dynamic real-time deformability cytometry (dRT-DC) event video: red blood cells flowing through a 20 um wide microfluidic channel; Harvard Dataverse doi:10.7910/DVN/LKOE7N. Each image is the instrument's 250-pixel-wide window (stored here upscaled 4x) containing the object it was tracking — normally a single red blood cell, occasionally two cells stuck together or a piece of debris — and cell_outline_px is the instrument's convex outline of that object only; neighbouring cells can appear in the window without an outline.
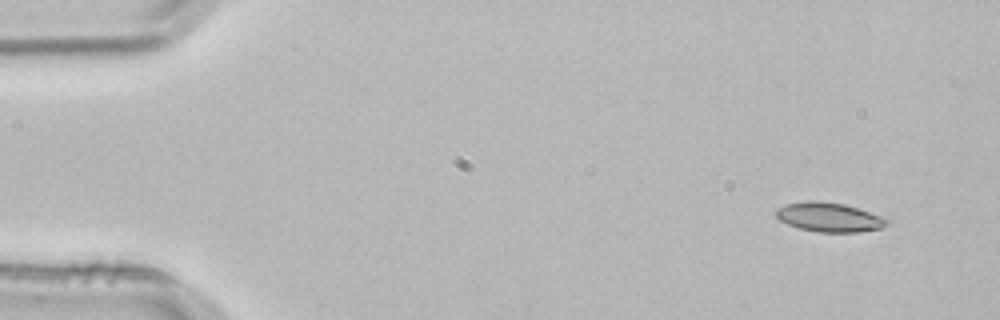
{"species": "common noctule bat (a hibernating species)", "species_latin": "Nyctalus noctula", "temperature_condition": "room temperature", "stored_images_in_passage": 3, "camera_frame_rate_fps": 3000, "um_per_image_px": 0.085, "animal": {"sex": "male", "body_mass_g": 21.5, "forearm_length_mm": 52.0}, "frame": {"image": 1, "passage_image": 1, "time_ms": 0.0, "image_size_px": [1000, 320], "cell_outline_px": [[892, 220], [884, 228], [860, 232], [820, 232], [800, 228], [788, 224], [780, 220], [776, 216], [776, 208], [788, 204], [808, 200], [816, 200], [844, 204]], "centroid_in_image_um": [70.51, 18.47], "position_along_channel_um": 14.5, "area_um2": 18.84}}
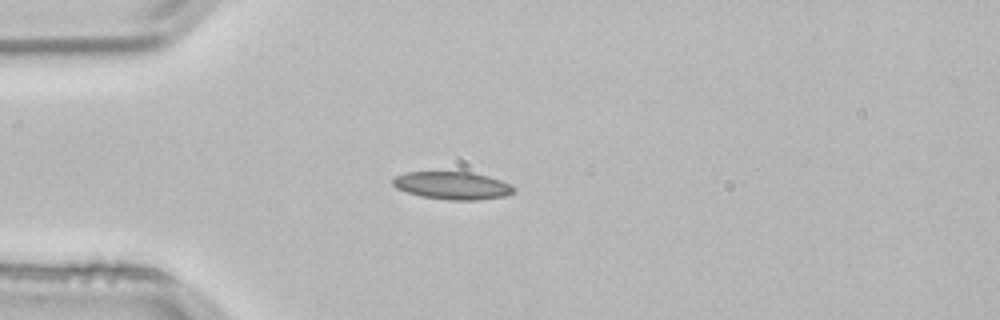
{"frame": {"image": 2, "passage_image": 3, "time_ms": 0.667, "image_size_px": [1000, 320], "cell_outline_px": [[516, 192], [504, 196], [476, 200], [448, 200], [420, 196], [396, 188], [392, 184], [392, 176], [404, 172], [472, 172], [488, 176], [512, 184], [516, 188]], "centroid_in_image_um": [38.45, 15.76], "position_along_channel_um": 46.5, "area_um2": 19.77}}